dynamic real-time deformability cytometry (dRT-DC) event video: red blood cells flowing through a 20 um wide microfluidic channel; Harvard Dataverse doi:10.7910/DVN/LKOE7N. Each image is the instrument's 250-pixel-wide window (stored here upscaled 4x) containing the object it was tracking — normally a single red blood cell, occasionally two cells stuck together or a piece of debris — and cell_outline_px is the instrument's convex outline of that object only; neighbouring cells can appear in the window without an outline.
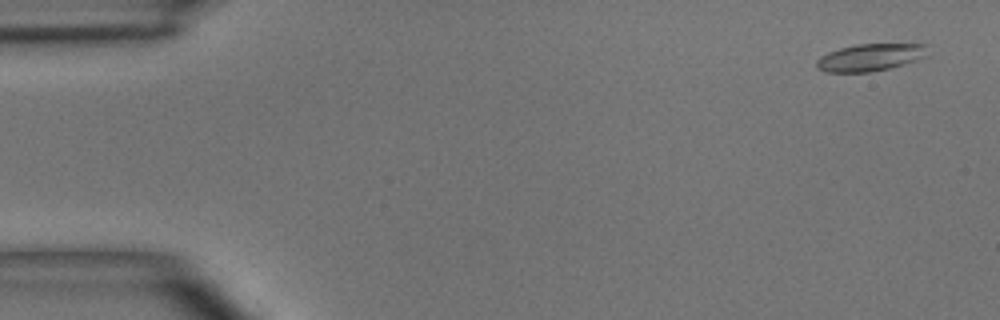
{"species": "common noctule bat (a hibernating species)", "species_latin": "Nyctalus noctula", "temperature_condition": "room temperature", "stored_images_in_passage": 5, "camera_frame_rate_fps": 3000, "um_per_image_px": 0.085, "animal": {"sex": "male", "body_mass_g": 15.6}, "frame": {"image": 1, "passage_image": 1, "time_ms": 0.0, "image_size_px": [1000, 320], "cell_outline_px": [[928, 44], [924, 56], [916, 60], [888, 68], [868, 72], [824, 72], [816, 68], [816, 60], [820, 56], [828, 52], [840, 48], [856, 44]], "centroid_in_image_um": [73.89, 4.87], "position_along_channel_um": 11.1, "area_um2": 17.46}}
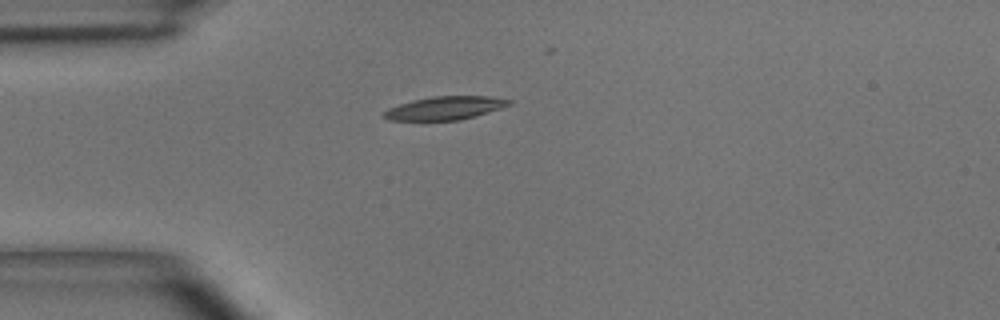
{"frame": {"image": 2, "passage_image": 4, "time_ms": 3.667, "image_size_px": [1000, 320], "cell_outline_px": [[512, 104], [476, 116], [460, 120], [388, 120], [384, 116], [384, 112], [388, 108], [412, 100], [432, 96], [488, 96], [512, 100]], "centroid_in_image_um": [37.84, 9.18], "position_along_channel_um": 47.2, "area_um2": 16.88}}